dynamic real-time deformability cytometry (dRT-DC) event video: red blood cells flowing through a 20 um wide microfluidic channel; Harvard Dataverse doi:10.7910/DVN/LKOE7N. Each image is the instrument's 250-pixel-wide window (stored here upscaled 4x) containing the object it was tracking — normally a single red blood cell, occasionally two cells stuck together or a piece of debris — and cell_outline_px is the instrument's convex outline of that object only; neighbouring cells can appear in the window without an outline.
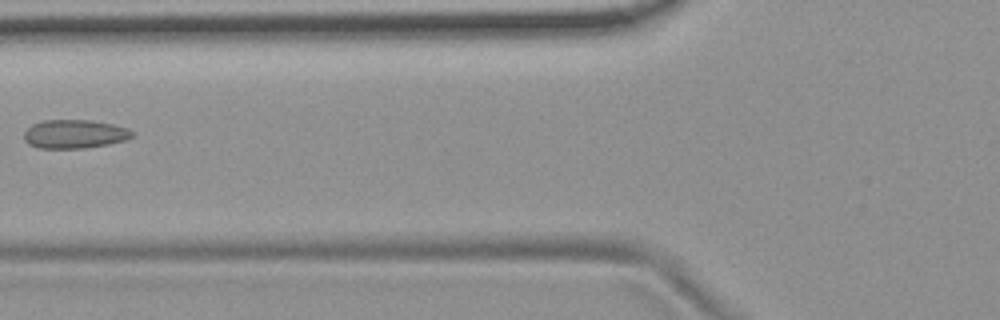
{"species": "common noctule bat (a hibernating species)", "species_latin": "Nyctalus noctula", "temperature_condition": "room temperature", "stored_images_in_passage": 7, "camera_frame_rate_fps": 3000, "um_per_image_px": 0.085, "animal": {"sex": "female", "body_mass_g": 19.9}, "frame": {"image": 1, "passage_image": 7, "time_ms": 2.0, "image_size_px": [1000, 320], "cell_outline_px": [[136, 132], [132, 136], [124, 140], [108, 144], [84, 148], [36, 148], [28, 144], [24, 140], [24, 132], [32, 124], [44, 120], [92, 120], [112, 124], [128, 128]], "centroid_in_image_um": [6.33, 11.39], "position_along_channel_um": 119.5, "area_um2": 18.15}}